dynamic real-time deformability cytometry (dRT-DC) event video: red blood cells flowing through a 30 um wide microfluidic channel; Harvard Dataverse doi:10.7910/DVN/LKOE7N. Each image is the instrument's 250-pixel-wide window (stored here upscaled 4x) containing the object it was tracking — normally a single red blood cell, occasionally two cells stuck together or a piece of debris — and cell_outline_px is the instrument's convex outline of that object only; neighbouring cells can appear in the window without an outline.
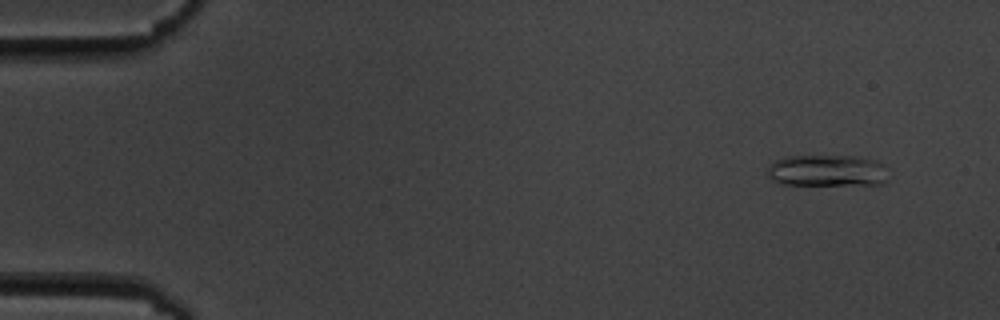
{"species": "common noctule bat (a hibernating species)", "species_latin": "Nyctalus noctula", "temperature_condition": "cold", "stored_images_in_passage": 7, "camera_frame_rate_fps": 3000, "um_per_image_px": 0.085, "animal": {"sex": "male", "body_mass_g": 19.5, "forearm_length_mm": 54.6}, "frame": {"image": 1, "passage_image": 2, "time_ms": 1.0, "image_size_px": [1000, 320], "cell_outline_px": [[884, 184], [780, 184], [772, 180], [768, 176], [768, 168], [776, 160], [784, 156], [856, 156], [876, 160], [884, 164]], "centroid_in_image_um": [70.27, 14.49], "position_along_channel_um": 14.7, "area_um2": 21.96}}